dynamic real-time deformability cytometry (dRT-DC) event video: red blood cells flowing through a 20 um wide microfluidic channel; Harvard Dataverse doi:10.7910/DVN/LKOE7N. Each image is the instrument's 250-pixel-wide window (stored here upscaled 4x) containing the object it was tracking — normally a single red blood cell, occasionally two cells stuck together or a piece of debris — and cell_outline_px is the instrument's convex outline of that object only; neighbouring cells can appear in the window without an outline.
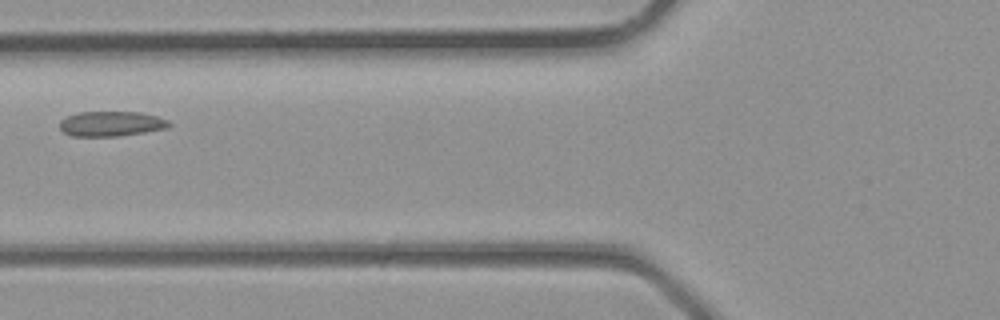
{"species": "common noctule bat (a hibernating species)", "species_latin": "Nyctalus noctula", "temperature_condition": "room temperature", "stored_images_in_passage": 3, "camera_frame_rate_fps": 3000, "um_per_image_px": 0.085, "animal": {"sex": "male", "body_mass_g": 23.1, "forearm_length_mm": 52.7}, "frame": {"image": 1, "passage_image": 3, "time_ms": 0.667, "image_size_px": [1000, 320], "cell_outline_px": [[172, 124], [168, 128], [120, 136], [72, 136], [64, 132], [60, 128], [60, 120], [76, 112], [140, 112], [156, 116], [168, 120]], "centroid_in_image_um": [9.46, 10.52], "position_along_channel_um": 116.3, "area_um2": 15.95}}